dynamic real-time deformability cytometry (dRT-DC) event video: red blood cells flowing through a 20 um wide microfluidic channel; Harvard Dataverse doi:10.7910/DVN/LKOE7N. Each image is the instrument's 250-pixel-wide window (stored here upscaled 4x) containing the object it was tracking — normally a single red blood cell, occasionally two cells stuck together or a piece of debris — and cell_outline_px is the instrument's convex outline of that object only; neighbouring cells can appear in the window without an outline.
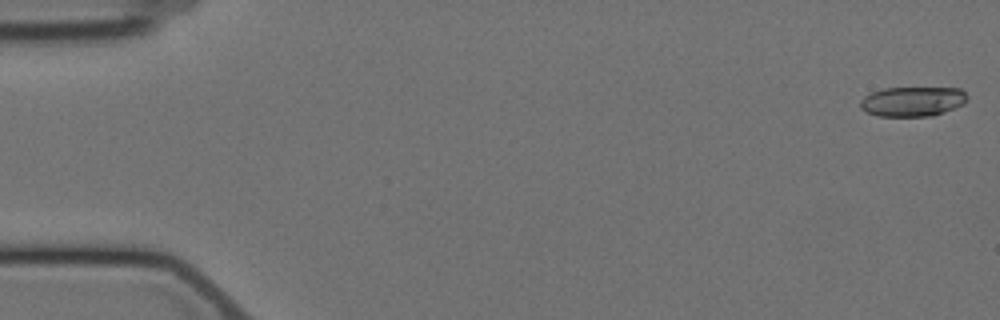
{"species": "Egyptian fruit bat (a non-hibernating species)", "species_latin": "Rousettus aegyptiacus", "temperature_condition": "cold", "stored_images_in_passage": 57, "camera_frame_rate_fps": 3000, "um_per_image_px": 0.085, "animal": {"sex": "female"}, "frame": {"image": 1, "passage_image": 1, "time_ms": 0.0, "image_size_px": [1000, 320], "cell_outline_px": [[968, 100], [964, 104], [944, 112], [932, 116], [876, 116], [860, 108], [860, 100], [864, 96], [872, 92], [884, 88], [960, 88], [968, 96]], "centroid_in_image_um": [77.57, 8.62], "position_along_channel_um": 7.4, "area_um2": 18.61}}
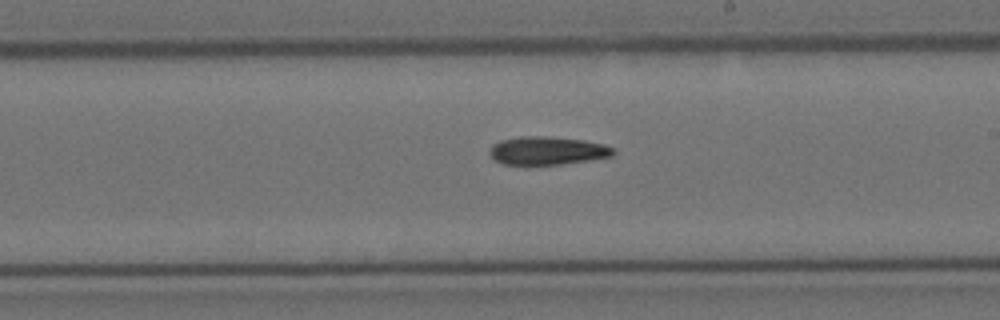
{"frame": {"image": 2, "passage_image": 33, "time_ms": 10.667, "image_size_px": [1000, 320], "cell_outline_px": [[616, 152], [612, 156], [588, 160], [560, 164], [504, 164], [496, 160], [488, 152], [492, 144], [500, 140], [520, 136], [544, 136], [584, 140], [604, 144], [616, 148]], "centroid_in_image_um": [46.54, 12.79], "position_along_channel_um": 242.5, "area_um2": 20.29}}
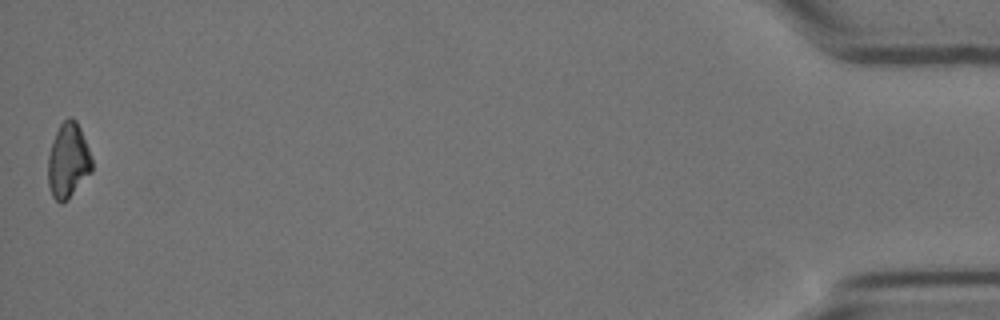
{"frame": {"image": 3, "passage_image": 57, "time_ms": 18.667, "image_size_px": [1000, 320], "cell_outline_px": [[92, 172], [68, 200], [60, 204], [52, 196], [48, 184], [48, 156], [52, 140], [60, 124], [68, 116], [72, 116], [76, 120], [80, 128], [88, 148], [92, 160]], "centroid_in_image_um": [5.79, 13.67], "position_along_channel_um": 429.4, "area_um2": 19.36}}